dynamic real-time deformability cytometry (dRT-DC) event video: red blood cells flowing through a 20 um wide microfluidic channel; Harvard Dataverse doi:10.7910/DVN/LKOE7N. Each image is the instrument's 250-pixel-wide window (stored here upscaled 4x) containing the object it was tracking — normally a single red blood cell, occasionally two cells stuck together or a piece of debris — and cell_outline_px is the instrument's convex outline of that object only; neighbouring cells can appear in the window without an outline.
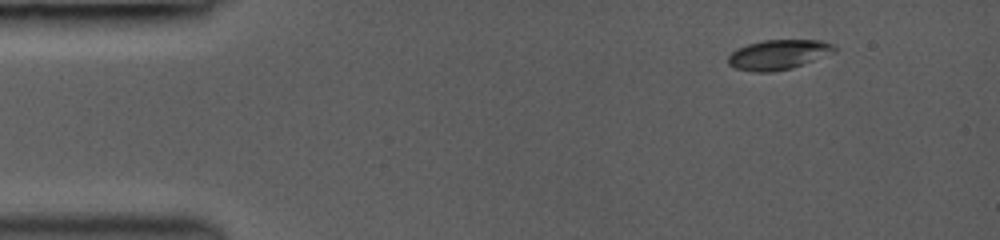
{"species": "common noctule bat (a hibernating species)", "species_latin": "Nyctalus noctula", "temperature_condition": "room temperature", "stored_images_in_passage": 7, "camera_frame_rate_fps": 3000, "um_per_image_px": 0.085, "animal": {"sex": "female", "body_mass_g": 19.0, "forearm_length_mm": 53.3}, "frame": {"image": 1, "passage_image": 1, "time_ms": 0.0, "image_size_px": [1000, 240], "cell_outline_px": [[836, 52], [792, 68], [772, 72], [752, 72], [736, 68], [728, 64], [728, 56], [736, 48], [748, 44], [764, 40], [820, 40], [832, 44], [836, 48]], "centroid_in_image_um": [66.15, 4.64], "position_along_channel_um": 18.8, "area_um2": 18.5}}
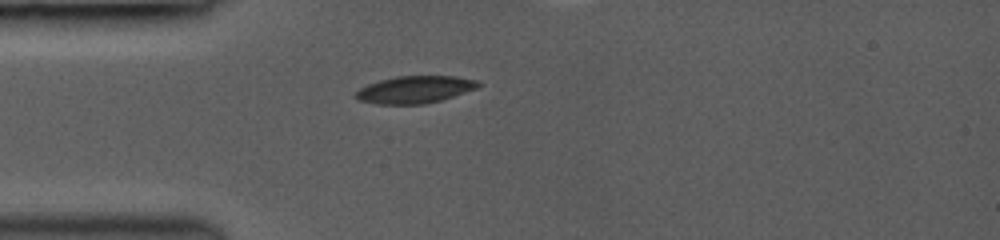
{"frame": {"image": 2, "passage_image": 7, "time_ms": 2.667, "image_size_px": [1000, 240], "cell_outline_px": [[480, 84], [476, 88], [440, 100], [424, 104], [376, 104], [356, 100], [356, 92], [360, 88], [368, 84], [380, 80], [396, 76], [452, 76], [476, 80]], "centroid_in_image_um": [35.2, 7.61], "position_along_channel_um": 49.8, "area_um2": 19.19}}